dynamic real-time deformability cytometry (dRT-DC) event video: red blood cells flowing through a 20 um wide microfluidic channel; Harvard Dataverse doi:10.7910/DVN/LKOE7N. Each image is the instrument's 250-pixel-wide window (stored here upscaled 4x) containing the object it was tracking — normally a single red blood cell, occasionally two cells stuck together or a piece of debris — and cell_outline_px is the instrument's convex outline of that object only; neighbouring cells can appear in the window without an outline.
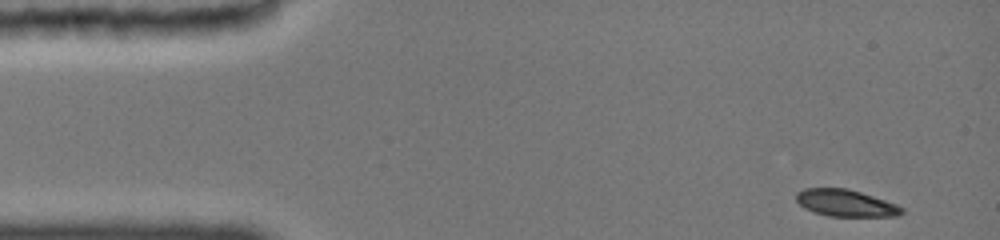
{"species": "common noctule bat (a hibernating species)", "species_latin": "Nyctalus noctula", "temperature_condition": "cold", "stored_images_in_passage": 10, "camera_frame_rate_fps": 3000, "um_per_image_px": 0.085, "animal": {"sex": "female", "body_mass_g": 19.0, "forearm_length_mm": 51.5}, "frame": {"image": 1, "passage_image": 1, "time_ms": 0.0, "image_size_px": [1000, 240], "cell_outline_px": [[904, 212], [900, 216], [828, 216], [804, 208], [796, 200], [796, 192], [804, 188], [848, 188], [896, 204], [904, 208]], "centroid_in_image_um": [71.88, 17.26], "position_along_channel_um": 13.1, "area_um2": 16.47}}
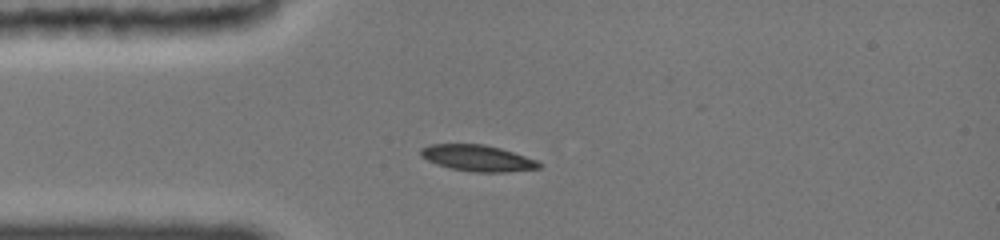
{"frame": {"image": 2, "passage_image": 6, "time_ms": 3.0, "image_size_px": [1000, 240], "cell_outline_px": [[544, 168], [504, 172], [472, 172], [452, 168], [436, 164], [420, 156], [420, 148], [432, 144], [484, 144], [500, 148], [536, 160], [544, 164]], "centroid_in_image_um": [40.62, 13.44], "position_along_channel_um": 44.4, "area_um2": 18.09}}
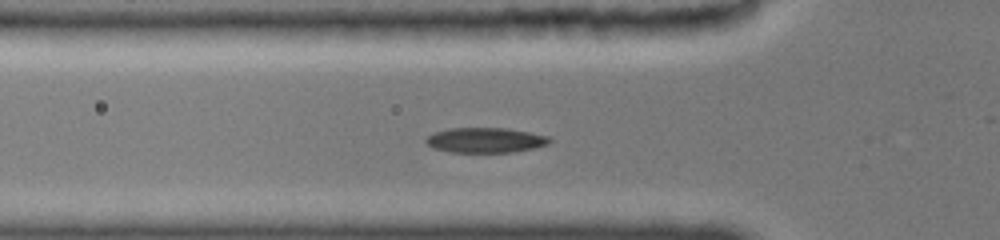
{"frame": {"image": 3, "passage_image": 9, "time_ms": 4.333, "image_size_px": [1000, 240], "cell_outline_px": [[552, 140], [548, 144], [532, 148], [512, 152], [448, 152], [432, 148], [424, 140], [428, 136], [436, 132], [452, 128], [504, 128], [528, 132], [548, 136]], "centroid_in_image_um": [41.24, 11.92], "position_along_channel_um": 84.6, "area_um2": 17.86}}